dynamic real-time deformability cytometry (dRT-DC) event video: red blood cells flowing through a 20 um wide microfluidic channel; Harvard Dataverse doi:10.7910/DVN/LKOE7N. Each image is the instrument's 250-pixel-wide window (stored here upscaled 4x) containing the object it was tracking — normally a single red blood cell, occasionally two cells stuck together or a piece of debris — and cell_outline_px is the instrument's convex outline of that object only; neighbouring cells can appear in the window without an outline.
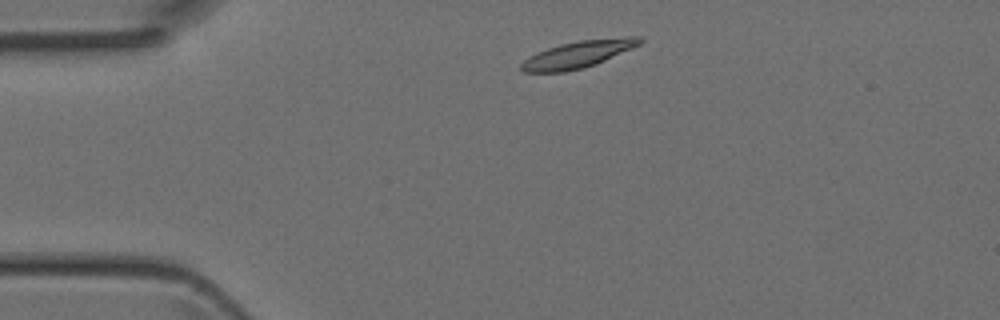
{"species": "Egyptian fruit bat (a non-hibernating species)", "species_latin": "Rousettus aegyptiacus", "temperature_condition": "room temperature", "stored_images_in_passage": 5, "camera_frame_rate_fps": 3000, "um_per_image_px": 0.085, "animal": {"sex": "female"}, "frame": {"image": 1, "passage_image": 5, "time_ms": 1.333, "image_size_px": [1000, 320], "cell_outline_px": [[644, 40], [640, 44], [632, 48], [596, 64], [584, 68], [564, 72], [524, 72], [520, 68], [520, 64], [524, 60], [536, 52], [560, 44], [580, 40], [624, 36], [644, 36]], "centroid_in_image_um": [49.17, 4.6], "position_along_channel_um": 35.8, "area_um2": 18.79}}